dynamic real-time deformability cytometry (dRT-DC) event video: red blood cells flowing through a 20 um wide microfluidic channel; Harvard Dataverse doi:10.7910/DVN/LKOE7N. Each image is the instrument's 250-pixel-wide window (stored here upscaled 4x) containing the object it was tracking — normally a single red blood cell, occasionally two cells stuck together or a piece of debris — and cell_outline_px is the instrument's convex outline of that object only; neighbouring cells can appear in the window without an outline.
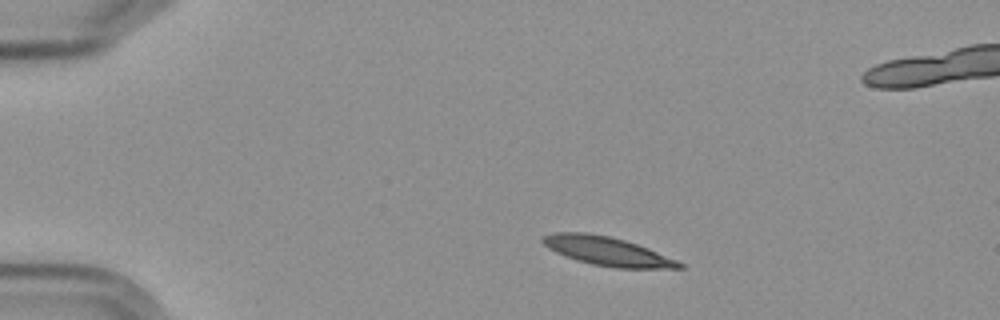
{"species": "Egyptian fruit bat (a non-hibernating species)", "species_latin": "Rousettus aegyptiacus", "temperature_condition": "cold", "stored_images_in_passage": 3, "camera_frame_rate_fps": 3000, "um_per_image_px": 0.085, "frame": {"image": 1, "passage_image": 1, "time_ms": 0.0, "image_size_px": [1000, 320], "cell_outline_px": [[684, 268], [616, 268], [592, 264], [576, 260], [556, 252], [548, 248], [540, 240], [544, 236], [556, 232], [584, 232], [608, 236], [624, 240], [648, 248], [676, 260], [684, 264]], "centroid_in_image_um": [51.6, 21.35], "position_along_channel_um": 33.4, "area_um2": 22.6}}